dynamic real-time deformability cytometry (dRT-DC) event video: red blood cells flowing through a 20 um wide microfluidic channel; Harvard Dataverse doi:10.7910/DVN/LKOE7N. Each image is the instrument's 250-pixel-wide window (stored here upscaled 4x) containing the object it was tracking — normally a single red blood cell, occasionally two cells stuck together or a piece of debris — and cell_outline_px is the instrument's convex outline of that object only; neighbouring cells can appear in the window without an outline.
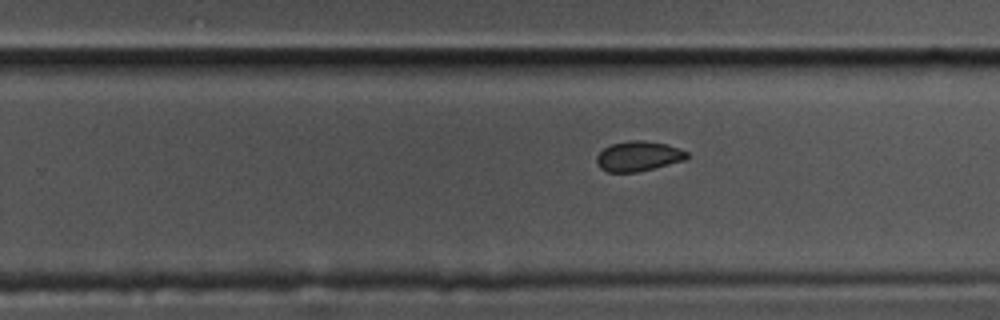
{"species": "common noctule bat (a hibernating species)", "species_latin": "Nyctalus noctula", "temperature_condition": "cold", "stored_images_in_passage": 44, "camera_frame_rate_fps": 3000, "um_per_image_px": 0.085, "animal": {"sex": "male", "body_mass_g": 17.5, "forearm_length_mm": 52.3}, "frame": {"image": 1, "passage_image": 27, "time_ms": 8.667, "image_size_px": [1000, 320], "cell_outline_px": [[688, 156], [684, 160], [636, 172], [608, 172], [600, 168], [596, 160], [596, 156], [604, 148], [612, 144], [632, 140], [644, 140], [664, 144], [680, 148], [688, 152]], "centroid_in_image_um": [54.25, 13.27], "position_along_channel_um": 275.6, "area_um2": 15.55}}
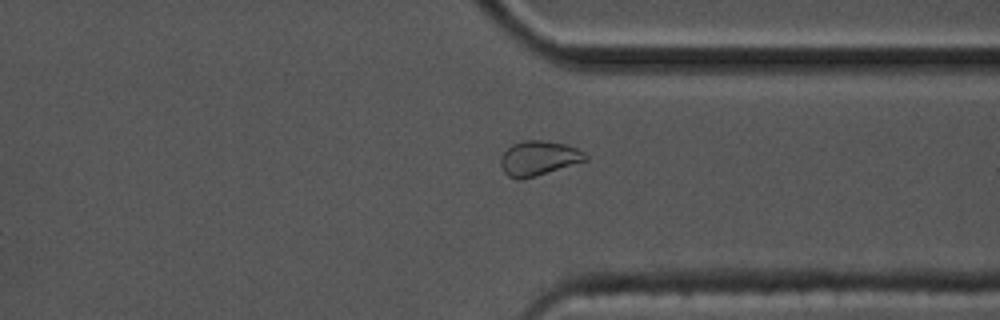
{"frame": {"image": 2, "passage_image": 35, "time_ms": 11.333, "image_size_px": [1000, 320], "cell_outline_px": [[588, 160], [536, 176], [520, 180], [516, 180], [508, 176], [504, 172], [500, 164], [500, 156], [512, 144], [524, 140], [548, 140], [568, 144], [584, 152], [588, 156]], "centroid_in_image_um": [45.79, 13.44], "position_along_channel_um": 365.6, "area_um2": 17.4}}
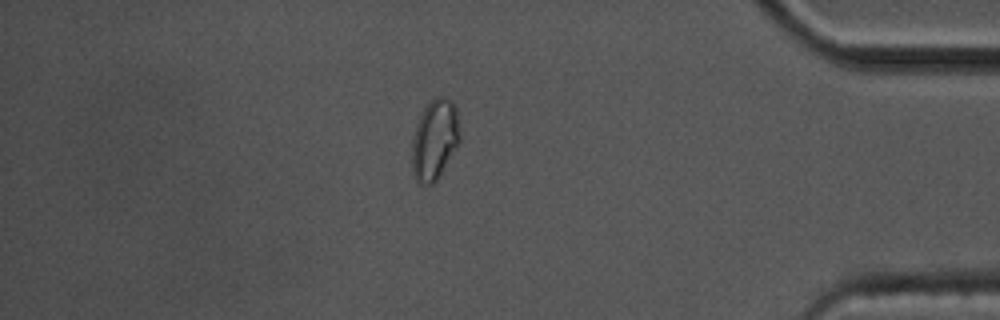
{"frame": {"image": 3, "passage_image": 41, "time_ms": 13.333, "image_size_px": [1000, 320], "cell_outline_px": [[460, 140], [440, 176], [432, 184], [420, 184], [412, 176], [412, 136], [416, 124], [424, 108], [436, 96], [444, 96], [452, 100], [456, 104], [460, 132]], "centroid_in_image_um": [36.95, 11.86], "position_along_channel_um": 398.3, "area_um2": 22.72}, "authors_computed_cell_mechanics": {"area_um2": 16.9065, "velocity_mm_per_s": 3.3708, "shape_relaxation_time_tau1_ms": 2.3037, "shape_relaxation_time_tau2_ms": 3.9192, "deformation_change_tau1": 0.045, "deformation_change_tau2": 0.0638}}